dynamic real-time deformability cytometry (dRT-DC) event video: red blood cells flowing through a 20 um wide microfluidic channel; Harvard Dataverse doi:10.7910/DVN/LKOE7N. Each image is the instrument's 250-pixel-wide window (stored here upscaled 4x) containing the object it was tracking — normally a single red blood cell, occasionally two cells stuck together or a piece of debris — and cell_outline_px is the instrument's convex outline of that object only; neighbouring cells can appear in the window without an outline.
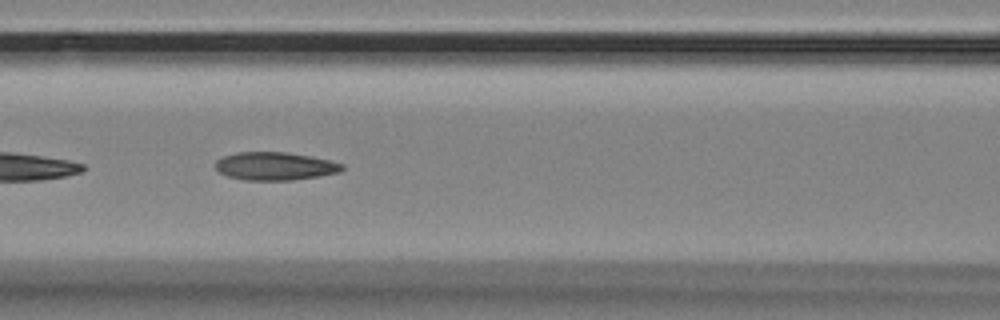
{"species": "Egyptian fruit bat (a non-hibernating species)", "species_latin": "Rousettus aegyptiacus", "temperature_condition": "room temperature", "stored_images_in_passage": 7, "camera_frame_rate_fps": 3000, "um_per_image_px": 0.085, "animal": {"sex": "female"}, "frame": {"image": 1, "passage_image": 4, "time_ms": 1.0, "image_size_px": [1000, 320], "cell_outline_px": [[344, 168], [340, 172], [292, 180], [244, 180], [228, 176], [220, 172], [216, 168], [216, 160], [224, 156], [236, 152], [284, 152], [308, 156], [328, 160], [344, 164]], "centroid_in_image_um": [23.36, 14.12], "position_along_channel_um": 143.2, "area_um2": 20.46}}
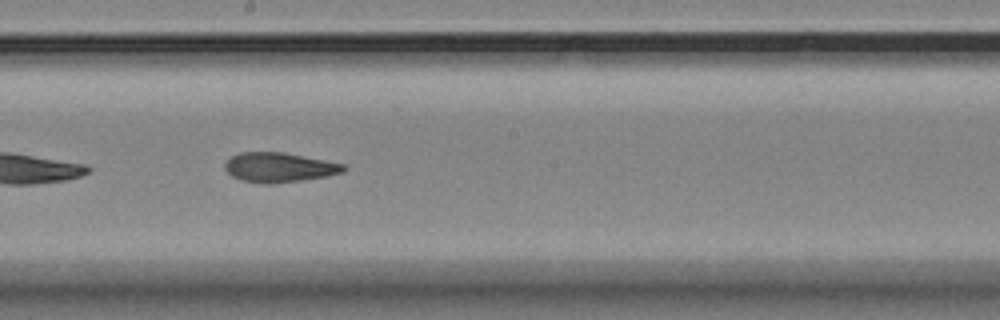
{"frame": {"image": 2, "passage_image": 6, "time_ms": 1.667, "image_size_px": [1000, 320], "cell_outline_px": [[348, 168], [344, 172], [328, 176], [272, 184], [264, 184], [240, 180], [232, 176], [224, 168], [224, 164], [232, 156], [240, 152], [284, 152], [344, 164]], "centroid_in_image_um": [23.73, 14.23], "position_along_channel_um": 224.5, "area_um2": 20.52}}
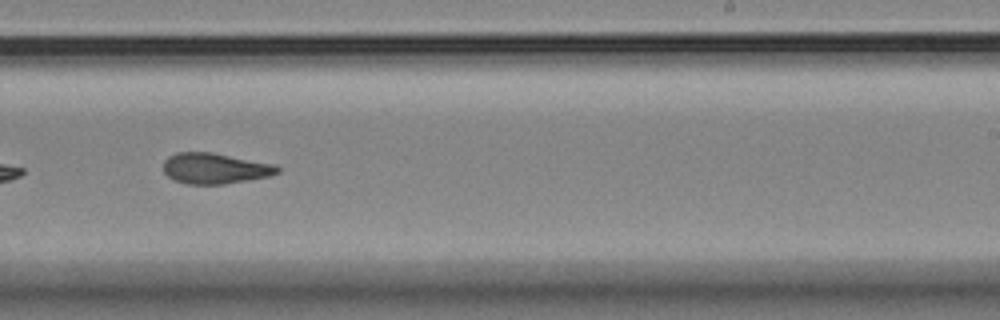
{"frame": {"image": 3, "passage_image": 7, "time_ms": 2.0, "image_size_px": [1000, 320], "cell_outline_px": [[280, 172], [268, 176], [248, 180], [224, 184], [184, 184], [172, 180], [164, 172], [164, 160], [168, 156], [176, 152], [212, 152], [276, 164], [280, 168]], "centroid_in_image_um": [18.26, 14.31], "position_along_channel_um": 270.7, "area_um2": 20.63}}